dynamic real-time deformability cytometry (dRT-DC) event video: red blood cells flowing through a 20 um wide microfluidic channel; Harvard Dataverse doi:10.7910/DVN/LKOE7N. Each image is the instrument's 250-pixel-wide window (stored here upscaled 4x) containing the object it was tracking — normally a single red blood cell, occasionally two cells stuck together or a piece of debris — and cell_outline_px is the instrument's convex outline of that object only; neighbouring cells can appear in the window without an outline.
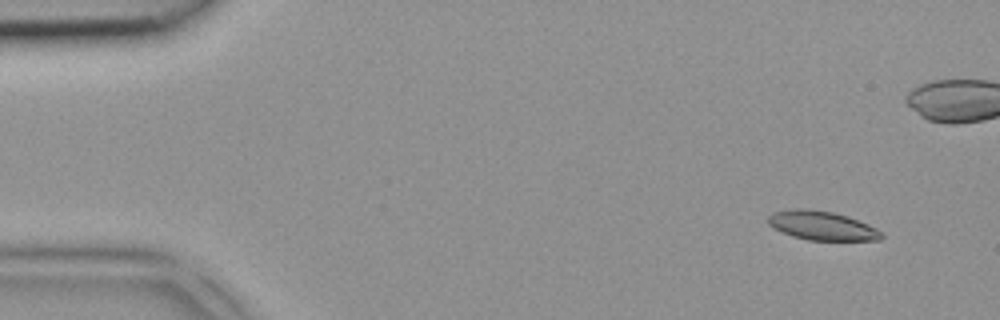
{"species": "common noctule bat (a hibernating species)", "species_latin": "Nyctalus noctula", "temperature_condition": "room temperature", "stored_images_in_passage": 6, "camera_frame_rate_fps": 3000, "um_per_image_px": 0.085, "animal": {"sex": "female", "body_mass_g": 18.4}, "frame": {"image": 1, "passage_image": 1, "time_ms": 0.0, "image_size_px": [1000, 320], "cell_outline_px": [[884, 236], [880, 240], [808, 240], [792, 236], [772, 228], [768, 224], [768, 216], [772, 212], [792, 208], [804, 208], [832, 212], [848, 216], [868, 224], [884, 232]], "centroid_in_image_um": [69.85, 19.17], "position_along_channel_um": 15.1, "area_um2": 19.36}}